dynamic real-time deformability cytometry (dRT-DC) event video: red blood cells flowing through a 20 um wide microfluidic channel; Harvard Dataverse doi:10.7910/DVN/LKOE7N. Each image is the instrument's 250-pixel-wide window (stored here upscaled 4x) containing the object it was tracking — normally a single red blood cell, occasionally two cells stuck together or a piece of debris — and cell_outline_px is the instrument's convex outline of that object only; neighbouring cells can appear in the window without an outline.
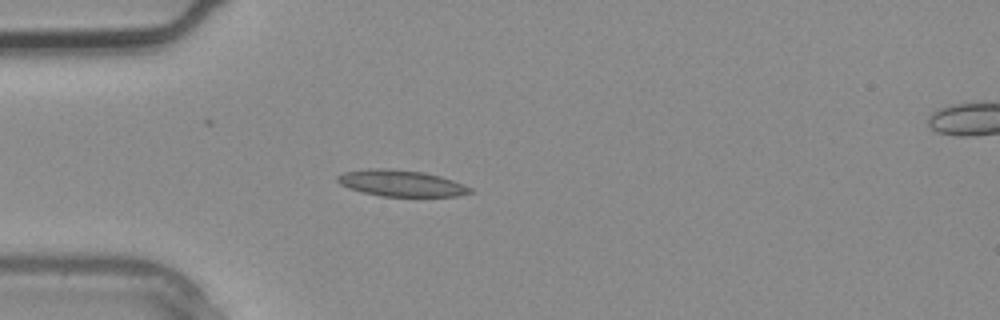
{"species": "common noctule bat (a hibernating species)", "species_latin": "Nyctalus noctula", "temperature_condition": "warm", "stored_images_in_passage": 3, "camera_frame_rate_fps": 3000, "um_per_image_px": 0.085, "animal": {"sex": "male", "body_mass_g": 20.4}, "frame": {"image": 1, "passage_image": 2, "time_ms": 0.333, "image_size_px": [1000, 320], "cell_outline_px": [[476, 192], [456, 196], [380, 196], [348, 188], [340, 184], [336, 180], [336, 176], [344, 172], [368, 168], [384, 168], [424, 172], [440, 176], [464, 184], [472, 188]], "centroid_in_image_um": [34.11, 15.57], "position_along_channel_um": 50.9, "area_um2": 20.4}}